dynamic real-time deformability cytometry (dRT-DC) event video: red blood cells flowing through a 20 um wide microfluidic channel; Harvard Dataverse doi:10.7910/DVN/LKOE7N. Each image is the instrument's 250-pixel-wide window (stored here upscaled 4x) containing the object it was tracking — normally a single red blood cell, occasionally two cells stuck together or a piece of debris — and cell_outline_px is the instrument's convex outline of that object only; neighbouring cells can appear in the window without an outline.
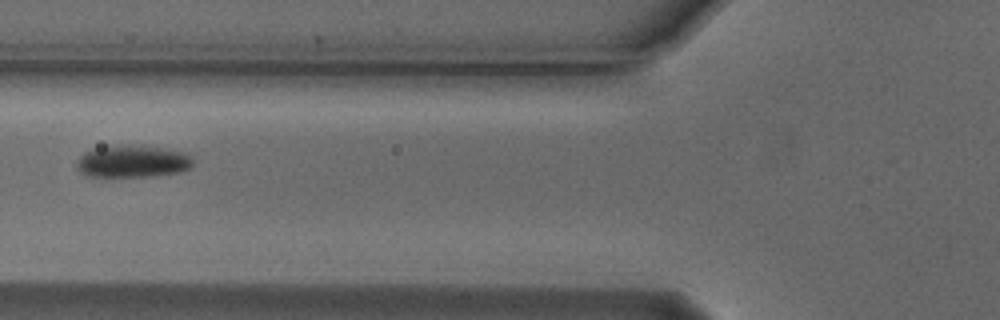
{"species": "Egyptian fruit bat (a non-hibernating species)", "species_latin": "Rousettus aegyptiacus", "temperature_condition": "cold", "stored_images_in_passage": 2, "camera_frame_rate_fps": 3000, "um_per_image_px": 0.085, "animal": {"sex": "male"}, "frame": {"image": 1, "passage_image": 2, "time_ms": 0.333, "image_size_px": [1000, 320], "cell_outline_px": [[192, 164], [188, 168], [180, 172], [148, 176], [88, 176], [80, 172], [76, 168], [76, 160], [84, 152], [96, 148], [120, 144], [124, 144], [164, 148], [188, 152], [192, 160]], "centroid_in_image_um": [11.25, 13.7], "position_along_channel_um": 114.6, "area_um2": 21.91}}